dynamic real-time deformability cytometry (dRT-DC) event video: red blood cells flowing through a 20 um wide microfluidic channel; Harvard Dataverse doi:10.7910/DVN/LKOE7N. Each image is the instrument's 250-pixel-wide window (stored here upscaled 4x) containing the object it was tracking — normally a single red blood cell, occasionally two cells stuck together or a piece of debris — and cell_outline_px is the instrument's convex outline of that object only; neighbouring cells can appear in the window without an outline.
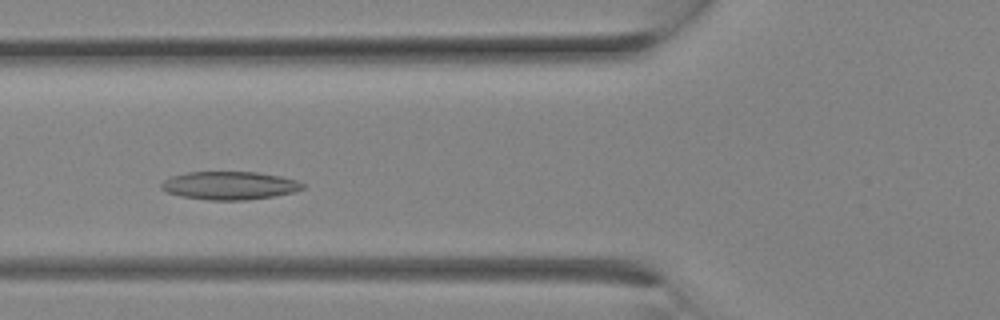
{"species": "Egyptian fruit bat (a non-hibernating species)", "species_latin": "Rousettus aegyptiacus", "temperature_condition": "room temperature", "stored_images_in_passage": 11, "camera_frame_rate_fps": 3000, "um_per_image_px": 0.085, "animal": {"sex": "female"}, "frame": {"image": 1, "passage_image": 8, "time_ms": 2.333, "image_size_px": [1000, 320], "cell_outline_px": [[304, 188], [296, 192], [272, 196], [244, 200], [208, 200], [180, 196], [168, 192], [160, 188], [160, 184], [164, 180], [172, 176], [188, 172], [256, 172], [280, 176], [296, 180], [304, 184]], "centroid_in_image_um": [19.51, 15.77], "position_along_channel_um": 106.3, "area_um2": 23.12}}
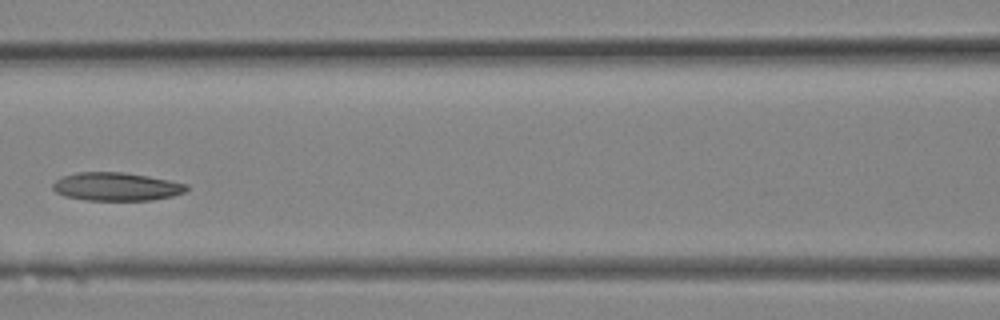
{"frame": {"image": 2, "passage_image": 10, "time_ms": 3.0, "image_size_px": [1000, 320], "cell_outline_px": [[188, 188], [184, 192], [172, 196], [152, 200], [84, 200], [64, 196], [56, 192], [52, 188], [52, 184], [56, 180], [64, 176], [76, 172], [124, 172], [148, 176], [188, 184]], "centroid_in_image_um": [9.87, 15.86], "position_along_channel_um": 156.7, "area_um2": 22.02}}